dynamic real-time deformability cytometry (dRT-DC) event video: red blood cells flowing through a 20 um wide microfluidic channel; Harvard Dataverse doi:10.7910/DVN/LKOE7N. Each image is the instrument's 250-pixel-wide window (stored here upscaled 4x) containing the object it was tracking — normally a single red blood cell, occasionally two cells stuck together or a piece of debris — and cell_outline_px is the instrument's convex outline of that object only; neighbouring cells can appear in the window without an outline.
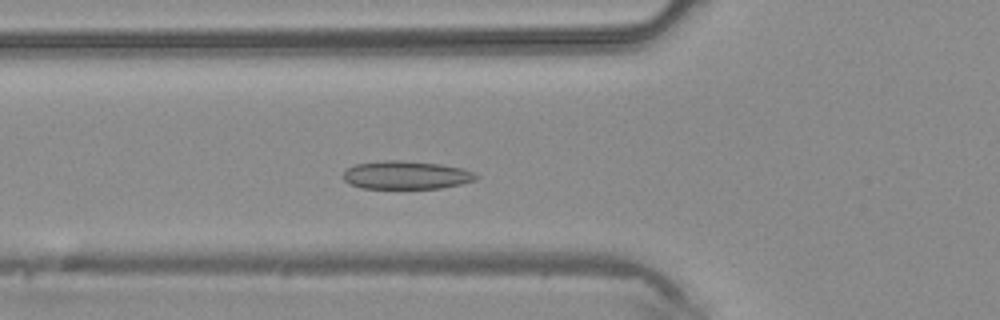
{"species": "common noctule bat (a hibernating species)", "species_latin": "Nyctalus noctula", "temperature_condition": "warm", "stored_images_in_passage": 34, "camera_frame_rate_fps": 3000, "um_per_image_px": 0.085, "animal": {"sex": "male", "body_mass_g": 20.4}, "frame": {"image": 1, "passage_image": 12, "time_ms": 3.667, "image_size_px": [1000, 320], "cell_outline_px": [[480, 176], [476, 180], [460, 184], [440, 188], [360, 188], [348, 184], [344, 180], [344, 172], [348, 168], [356, 164], [388, 160], [400, 160], [440, 164], [460, 168], [472, 172]], "centroid_in_image_um": [34.51, 14.89], "position_along_channel_um": 91.3, "area_um2": 21.68}}
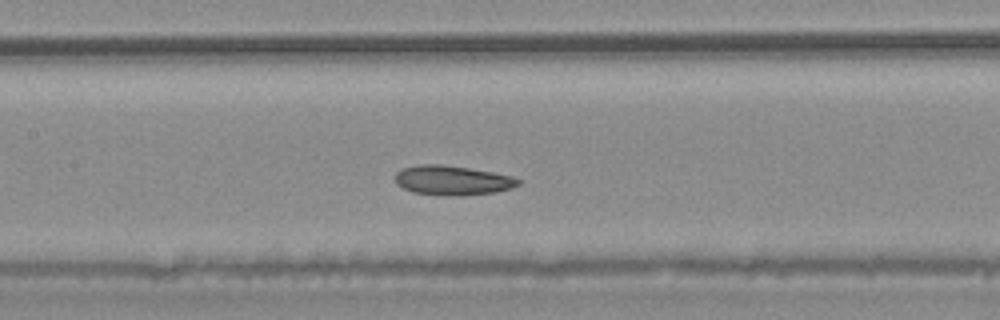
{"frame": {"image": 2, "passage_image": 17, "time_ms": 5.333, "image_size_px": [1000, 320], "cell_outline_px": [[520, 184], [512, 188], [496, 192], [464, 196], [452, 196], [412, 192], [396, 184], [396, 172], [400, 168], [420, 164], [440, 164], [468, 168], [492, 172], [512, 176], [520, 180]], "centroid_in_image_um": [38.45, 15.33], "position_along_channel_um": 168.9, "area_um2": 21.27}}
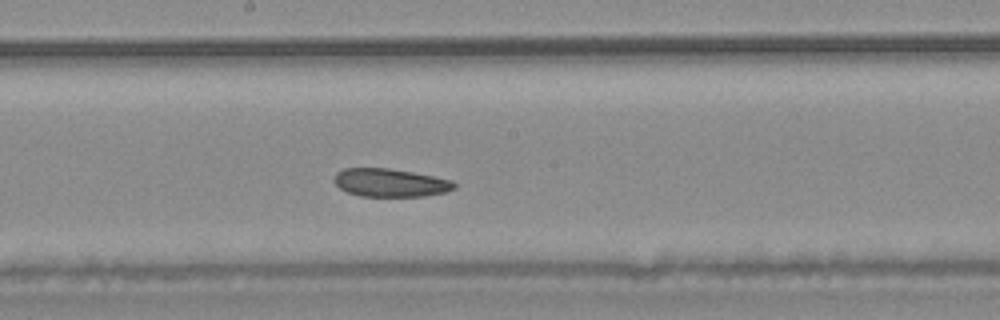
{"frame": {"image": 3, "passage_image": 20, "time_ms": 6.333, "image_size_px": [1000, 320], "cell_outline_px": [[456, 188], [444, 192], [424, 196], [360, 196], [348, 192], [340, 188], [332, 180], [336, 172], [344, 168], [388, 168], [412, 172], [452, 180], [456, 184]], "centroid_in_image_um": [33.15, 15.52], "position_along_channel_um": 215.1, "area_um2": 19.65}}